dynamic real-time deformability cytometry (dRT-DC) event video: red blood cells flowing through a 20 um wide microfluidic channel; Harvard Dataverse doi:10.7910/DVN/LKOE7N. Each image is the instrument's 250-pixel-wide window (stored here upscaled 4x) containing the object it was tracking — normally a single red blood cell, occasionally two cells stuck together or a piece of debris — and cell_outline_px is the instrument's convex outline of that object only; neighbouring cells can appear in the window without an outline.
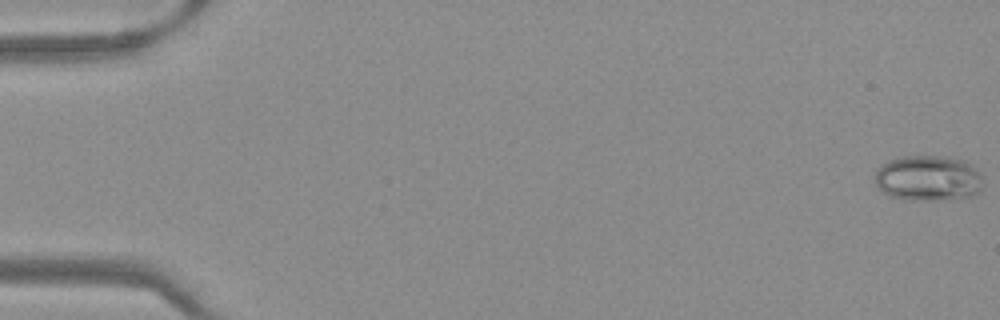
{"species": "Egyptian fruit bat (a non-hibernating species)", "species_latin": "Rousettus aegyptiacus", "temperature_condition": "warm", "stored_images_in_passage": 52, "camera_frame_rate_fps": 3000, "um_per_image_px": 0.085, "frame": {"image": 1, "passage_image": 1, "time_ms": 0.0, "image_size_px": [1000, 320], "cell_outline_px": [[980, 188], [972, 196], [936, 200], [904, 200], [888, 196], [876, 184], [876, 168], [880, 164], [888, 160], [900, 156], [936, 156], [964, 160], [972, 164], [976, 168], [980, 176]], "centroid_in_image_um": [78.83, 15.14], "position_along_channel_um": 6.2, "area_um2": 28.67}}
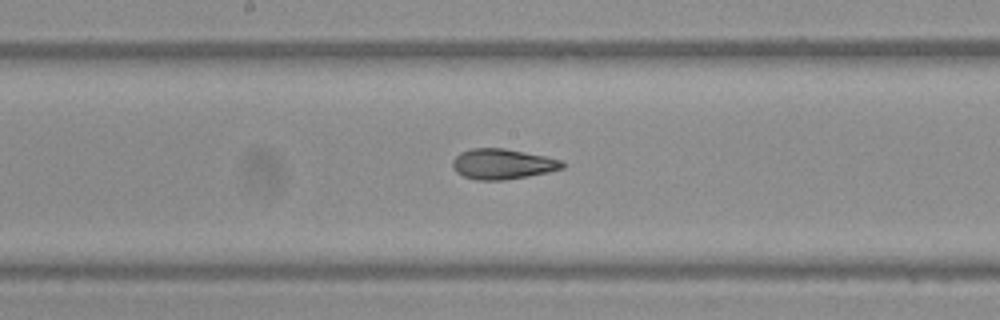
{"frame": {"image": 2, "passage_image": 28, "time_ms": 9.0, "image_size_px": [1000, 320], "cell_outline_px": [[568, 164], [564, 168], [548, 172], [528, 176], [504, 180], [476, 180], [464, 176], [456, 172], [452, 168], [452, 160], [460, 152], [472, 148], [504, 148], [548, 156], [560, 160]], "centroid_in_image_um": [42.73, 13.94], "position_along_channel_um": 205.5, "area_um2": 19.65}}
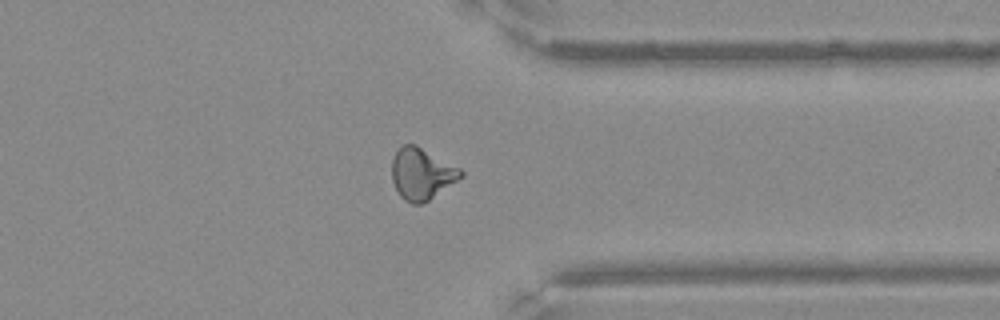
{"frame": {"image": 3, "passage_image": 41, "time_ms": 13.333, "image_size_px": [1000, 320], "cell_outline_px": [[464, 176], [428, 200], [420, 204], [412, 204], [404, 200], [400, 196], [392, 180], [392, 160], [396, 152], [404, 144], [416, 144], [460, 168], [464, 172]], "centroid_in_image_um": [35.85, 14.77], "position_along_channel_um": 375.6, "area_um2": 20.58}}